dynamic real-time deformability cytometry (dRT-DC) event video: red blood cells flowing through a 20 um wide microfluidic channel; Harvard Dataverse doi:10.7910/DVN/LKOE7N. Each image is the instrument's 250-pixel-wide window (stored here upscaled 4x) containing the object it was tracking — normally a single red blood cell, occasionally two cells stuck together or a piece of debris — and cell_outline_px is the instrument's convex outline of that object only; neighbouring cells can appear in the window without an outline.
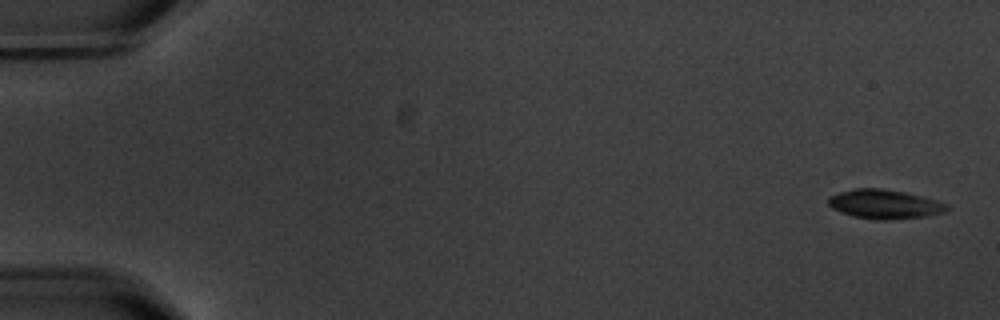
{"species": "common noctule bat (a hibernating species)", "species_latin": "Nyctalus noctula", "temperature_condition": "warm", "stored_images_in_passage": 4, "camera_frame_rate_fps": 3000, "um_per_image_px": 0.085, "animal": {"sex": "male", "body_mass_g": 20.1, "forearm_length_mm": 53.5}, "frame": {"image": 1, "passage_image": 1, "time_ms": 0.0, "image_size_px": [1000, 320], "cell_outline_px": [[948, 208], [944, 212], [928, 216], [892, 220], [876, 220], [852, 216], [832, 208], [828, 204], [828, 196], [840, 192], [856, 188], [884, 188], [924, 196], [948, 204]], "centroid_in_image_um": [75.2, 17.36], "position_along_channel_um": 9.8, "area_um2": 20.35}}